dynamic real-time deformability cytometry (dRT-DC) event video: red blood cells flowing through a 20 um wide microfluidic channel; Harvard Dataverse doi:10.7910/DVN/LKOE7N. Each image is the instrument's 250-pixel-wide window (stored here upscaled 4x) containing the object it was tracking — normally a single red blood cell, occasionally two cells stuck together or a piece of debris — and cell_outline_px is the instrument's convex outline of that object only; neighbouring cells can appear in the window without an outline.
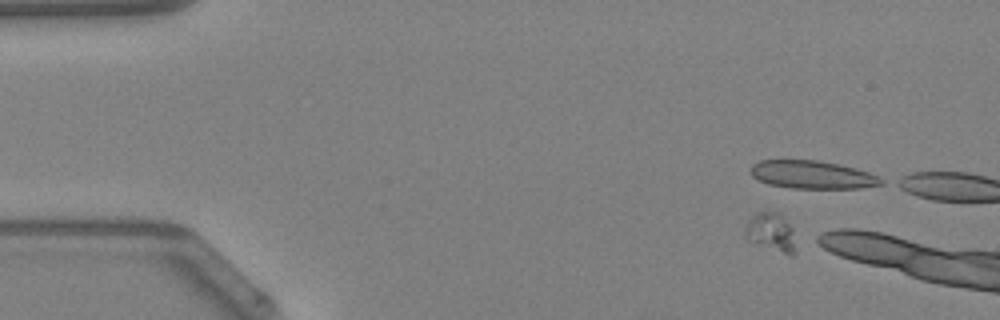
{"species": "Egyptian fruit bat (a non-hibernating species)", "species_latin": "Rousettus aegyptiacus", "temperature_condition": "warm", "stored_images_in_passage": 8, "camera_frame_rate_fps": 3000, "um_per_image_px": 0.085, "animal": {"sex": "female"}, "frame": {"image": 1, "passage_image": 2, "time_ms": 0.333, "image_size_px": [1000, 320], "cell_outline_px": [[796, 252], [792, 256], [788, 256], [748, 240], [744, 236], [748, 220], [752, 216], [760, 212], [776, 212], [792, 228], [796, 248]], "centroid_in_image_um": [65.56, 19.79], "position_along_channel_um": 19.4, "area_um2": 11.21}}